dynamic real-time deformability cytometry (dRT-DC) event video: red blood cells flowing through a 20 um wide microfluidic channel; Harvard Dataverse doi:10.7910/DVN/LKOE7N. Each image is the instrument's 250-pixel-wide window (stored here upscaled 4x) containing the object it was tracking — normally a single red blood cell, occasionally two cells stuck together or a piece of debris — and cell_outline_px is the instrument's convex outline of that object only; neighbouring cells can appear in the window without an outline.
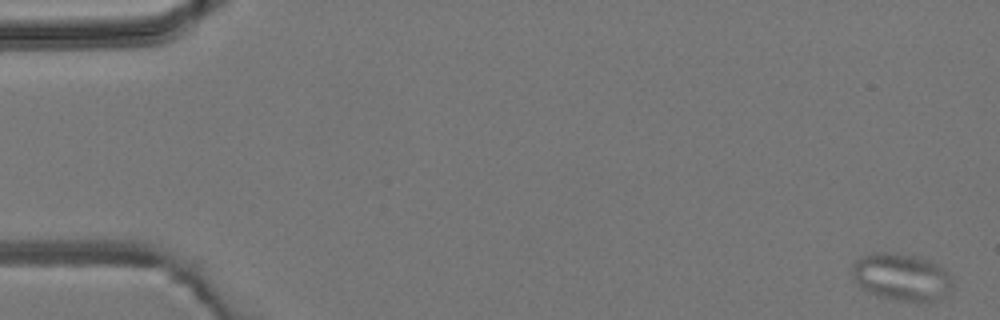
{"species": "common noctule bat (a hibernating species)", "species_latin": "Nyctalus noctula", "temperature_condition": "room temperature", "stored_images_in_passage": 4, "camera_frame_rate_fps": 3000, "um_per_image_px": 0.085, "animal": {"sex": "male", "body_mass_g": 19.2, "forearm_length_mm": 51.8}, "frame": {"image": 1, "passage_image": 1, "time_ms": 0.0, "image_size_px": [1000, 320], "cell_outline_px": [[952, 288], [948, 292], [936, 300], [900, 300], [876, 296], [864, 288], [852, 276], [852, 264], [860, 256], [876, 252], [884, 252], [912, 256], [928, 260], [936, 264], [948, 272], [952, 280]], "centroid_in_image_um": [76.61, 23.53], "position_along_channel_um": 8.4, "area_um2": 26.99}}